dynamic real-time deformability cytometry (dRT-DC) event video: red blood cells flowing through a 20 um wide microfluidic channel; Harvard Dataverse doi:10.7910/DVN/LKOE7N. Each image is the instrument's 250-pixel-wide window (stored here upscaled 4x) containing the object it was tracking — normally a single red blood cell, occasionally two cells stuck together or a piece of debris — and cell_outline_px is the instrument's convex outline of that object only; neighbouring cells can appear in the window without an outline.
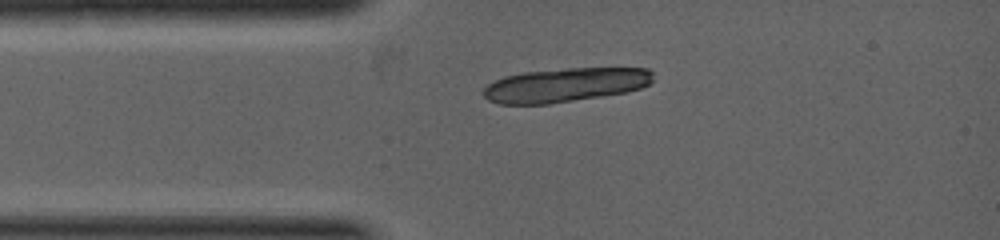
{"species": "common noctule bat (a hibernating species)", "species_latin": "Nyctalus noctula", "temperature_condition": "warm", "stored_images_in_passage": 1, "camera_frame_rate_fps": 5000, "um_per_image_px": 0.085, "animal": {"sex": "female", "body_mass_g": 19.0, "forearm_length_mm": 53.3}, "frame": {"image": 1, "passage_image": 1, "time_ms": 0.0, "image_size_px": [1000, 240], "cell_outline_px": [[652, 80], [648, 84], [640, 88], [624, 92], [600, 96], [548, 104], [500, 104], [488, 100], [484, 96], [484, 88], [488, 84], [504, 76], [524, 72], [568, 68], [648, 68], [652, 72]], "centroid_in_image_um": [48.02, 7.22], "position_along_channel_um": 37.0, "area_um2": 33.35}}